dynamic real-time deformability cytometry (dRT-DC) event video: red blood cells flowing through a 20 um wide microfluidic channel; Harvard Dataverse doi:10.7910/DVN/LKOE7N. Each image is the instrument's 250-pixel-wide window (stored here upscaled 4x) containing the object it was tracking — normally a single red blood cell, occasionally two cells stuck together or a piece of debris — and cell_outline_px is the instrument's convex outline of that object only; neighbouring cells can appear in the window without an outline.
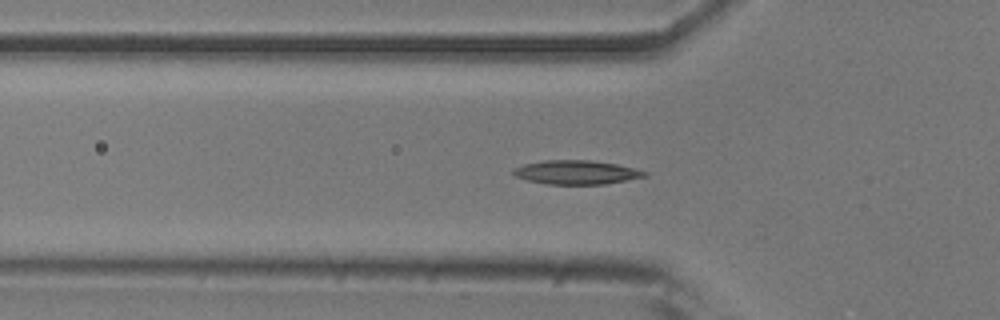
{"species": "common noctule bat (a hibernating species)", "species_latin": "Nyctalus noctula", "temperature_condition": "room temperature", "stored_images_in_passage": 55, "segment_of_instrument_passage": [1, 2], "camera_frame_rate_fps": 3000, "um_per_image_px": 0.085, "animal": {"sex": "male", "body_mass_g": 20.5, "forearm_length_mm": 52.5}, "frame": {"image": 1, "passage_image": 18, "time_ms": 5.667, "image_size_px": [1000, 320], "cell_outline_px": [[648, 176], [604, 184], [548, 184], [528, 180], [516, 176], [512, 172], [512, 168], [524, 164], [544, 160], [588, 160], [616, 164], [648, 172]], "centroid_in_image_um": [48.97, 14.64], "position_along_channel_um": 76.8, "area_um2": 18.15}}
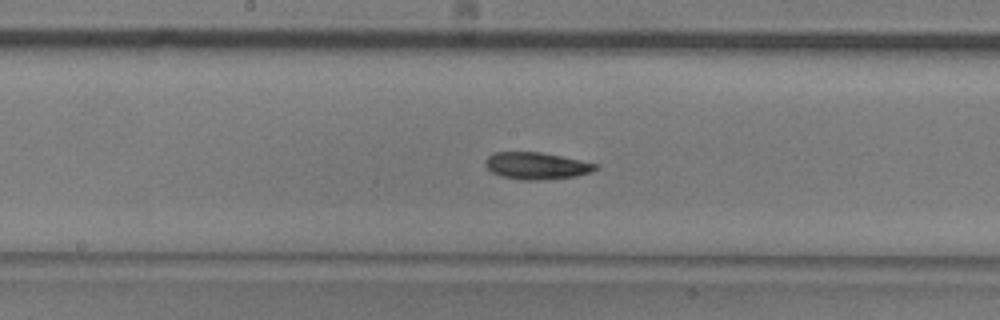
{"frame": {"image": 2, "passage_image": 28, "time_ms": 9.0, "image_size_px": [1000, 320], "cell_outline_px": [[600, 168], [592, 172], [576, 176], [532, 180], [524, 180], [500, 176], [492, 172], [484, 164], [484, 160], [492, 152], [540, 152], [600, 164]], "centroid_in_image_um": [45.61, 14.08], "position_along_channel_um": 202.6, "area_um2": 17.34}}
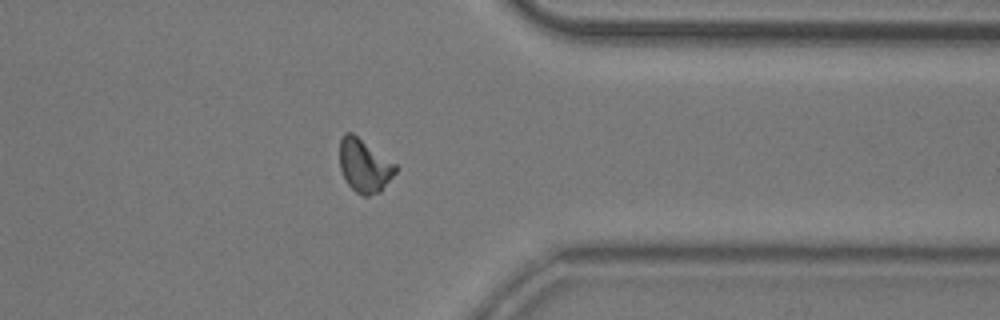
{"frame": {"image": 3, "passage_image": 43, "time_ms": 14.0, "image_size_px": [1000, 320], "cell_outline_px": [[396, 172], [380, 192], [368, 196], [364, 196], [356, 192], [348, 184], [340, 168], [340, 140], [344, 132], [352, 132], [396, 164]], "centroid_in_image_um": [30.96, 14.07], "position_along_channel_um": 380.4, "area_um2": 17.17}}